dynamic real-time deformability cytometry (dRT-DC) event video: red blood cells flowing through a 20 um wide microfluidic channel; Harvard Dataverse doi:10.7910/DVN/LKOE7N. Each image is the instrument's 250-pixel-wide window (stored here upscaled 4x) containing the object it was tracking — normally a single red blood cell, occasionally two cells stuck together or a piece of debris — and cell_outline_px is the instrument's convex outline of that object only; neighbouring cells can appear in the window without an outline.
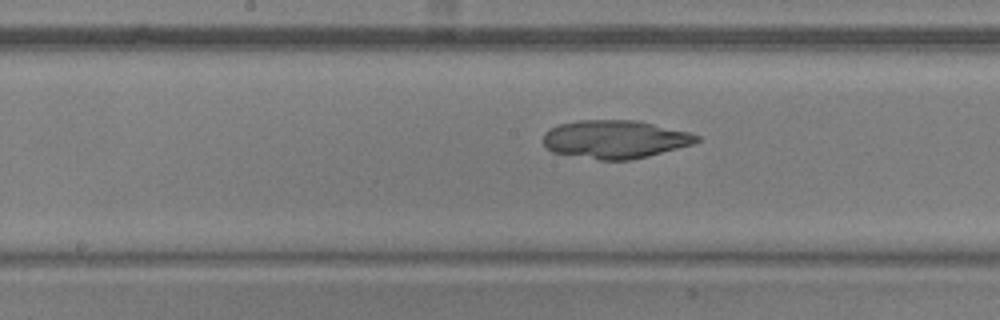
{"species": "common noctule bat (a hibernating species)", "species_latin": "Nyctalus noctula", "temperature_condition": "warm", "stored_images_in_passage": 47, "camera_frame_rate_fps": 3000, "um_per_image_px": 0.085, "animal": {"sex": "male", "body_mass_g": 20.5, "forearm_length_mm": 52.5}, "frame": {"image": 1, "passage_image": 27, "time_ms": 8.667, "image_size_px": [1000, 320], "cell_outline_px": [[700, 140], [692, 144], [648, 156], [628, 160], [600, 160], [552, 152], [544, 144], [544, 132], [548, 128], [560, 124], [576, 120], [640, 120], [688, 132], [700, 136]], "centroid_in_image_um": [52.26, 11.83], "position_along_channel_um": 195.9, "area_um2": 34.16}}
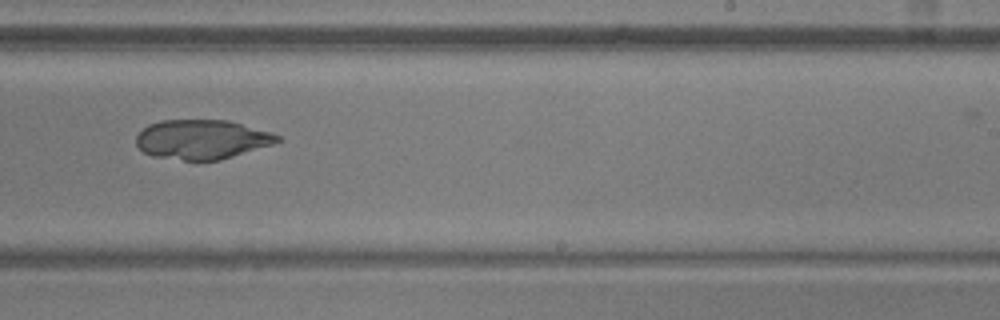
{"frame": {"image": 2, "passage_image": 33, "time_ms": 10.667, "image_size_px": [1000, 320], "cell_outline_px": [[280, 140], [272, 144], [220, 160], [184, 160], [152, 156], [144, 152], [136, 144], [136, 136], [148, 124], [160, 120], [228, 120], [272, 132], [280, 136]], "centroid_in_image_um": [17.15, 11.84], "position_along_channel_um": 271.9, "area_um2": 32.31}}
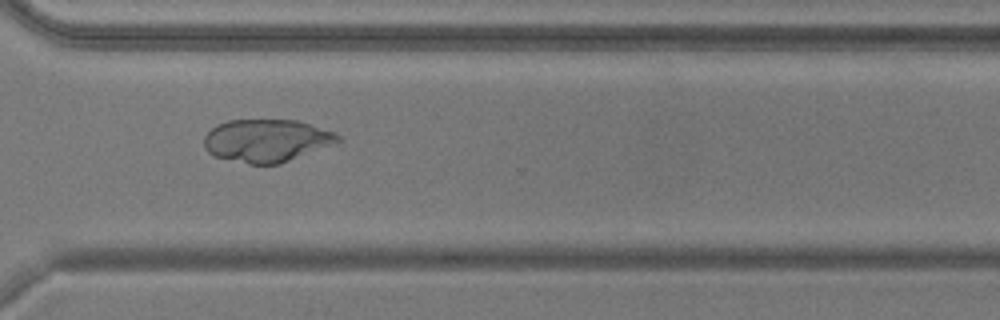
{"frame": {"image": 3, "passage_image": 39, "time_ms": 12.667, "image_size_px": [1000, 320], "cell_outline_px": [[344, 140], [336, 144], [280, 164], [248, 164], [212, 156], [204, 148], [204, 136], [212, 128], [228, 120], [296, 120], [336, 132]], "centroid_in_image_um": [22.7, 11.96], "position_along_channel_um": 347.9, "area_um2": 33.64}}